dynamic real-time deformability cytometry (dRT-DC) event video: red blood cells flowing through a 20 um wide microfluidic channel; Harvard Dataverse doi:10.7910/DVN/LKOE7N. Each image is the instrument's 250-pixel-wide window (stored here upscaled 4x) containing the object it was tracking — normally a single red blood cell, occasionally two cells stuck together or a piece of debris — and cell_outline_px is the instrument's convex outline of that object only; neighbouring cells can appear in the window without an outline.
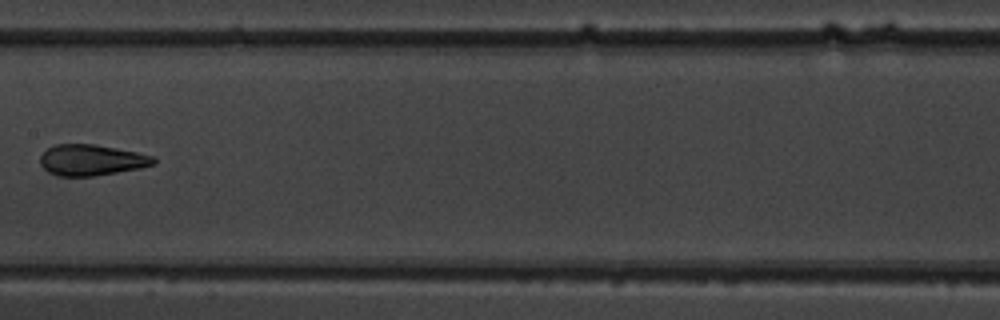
{"species": "common noctule bat (a hibernating species)", "species_latin": "Nyctalus noctula", "temperature_condition": "warm", "stored_images_in_passage": 10, "camera_frame_rate_fps": 3000, "um_per_image_px": 0.085, "animal": {"sex": "male", "body_mass_g": 19.5, "forearm_length_mm": 54.6}, "frame": {"image": 1, "passage_image": 9, "time_ms": 9.333, "image_size_px": [1000, 320], "cell_outline_px": [[156, 164], [140, 168], [92, 176], [56, 176], [48, 172], [40, 164], [40, 156], [48, 148], [56, 144], [96, 144], [156, 156]], "centroid_in_image_um": [7.78, 13.6], "position_along_channel_um": 199.6, "area_um2": 20.52}}
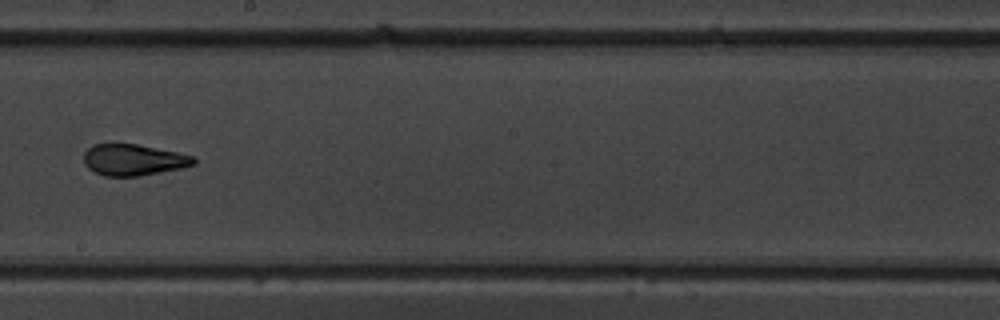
{"frame": {"image": 2, "passage_image": 10, "time_ms": 10.333, "image_size_px": [1000, 320], "cell_outline_px": [[196, 164], [180, 168], [140, 176], [104, 176], [88, 168], [84, 164], [84, 152], [92, 144], [136, 144], [176, 152], [192, 156], [196, 160]], "centroid_in_image_um": [11.31, 13.59], "position_along_channel_um": 236.9, "area_um2": 19.88}}